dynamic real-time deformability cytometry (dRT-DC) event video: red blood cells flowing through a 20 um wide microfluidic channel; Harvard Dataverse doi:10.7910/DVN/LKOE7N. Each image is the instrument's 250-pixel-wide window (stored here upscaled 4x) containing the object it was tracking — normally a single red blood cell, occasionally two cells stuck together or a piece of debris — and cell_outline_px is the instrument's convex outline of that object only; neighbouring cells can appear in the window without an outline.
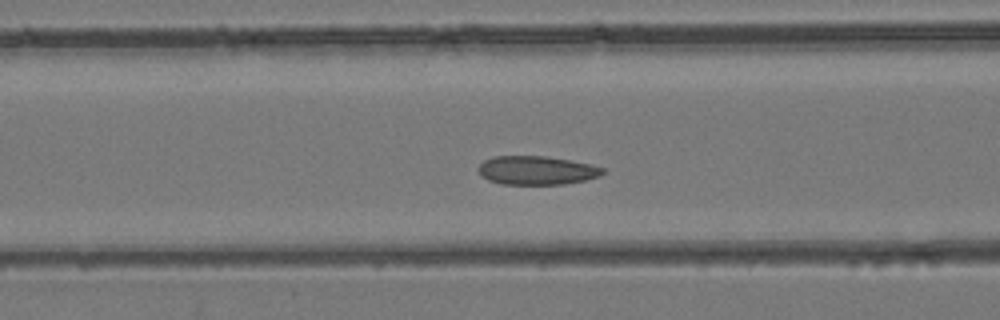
{"species": "common noctule bat (a hibernating species)", "species_latin": "Nyctalus noctula", "temperature_condition": "room temperature", "stored_images_in_passage": 46, "camera_frame_rate_fps": 3000, "um_per_image_px": 0.085, "animal": {"sex": "female", "body_mass_g": 24.6, "forearm_length_mm": 56.2}, "frame": {"image": 1, "passage_image": 17, "time_ms": 5.333, "image_size_px": [1000, 320], "cell_outline_px": [[604, 172], [600, 176], [584, 180], [564, 184], [500, 184], [488, 180], [480, 176], [476, 168], [484, 160], [492, 156], [544, 156], [572, 160], [592, 164], [604, 168]], "centroid_in_image_um": [45.58, 14.47], "position_along_channel_um": 121.0, "area_um2": 21.04}}
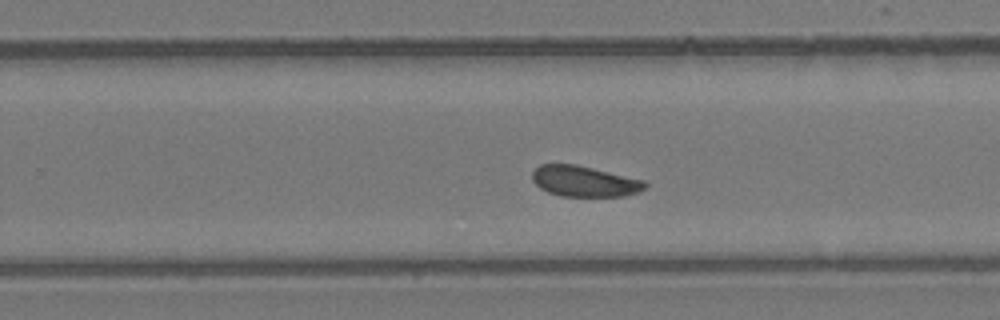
{"frame": {"image": 2, "passage_image": 28, "time_ms": 9.0, "image_size_px": [1000, 320], "cell_outline_px": [[648, 188], [640, 192], [624, 196], [560, 196], [548, 192], [540, 188], [532, 180], [532, 172], [540, 164], [576, 164], [644, 180], [648, 184]], "centroid_in_image_um": [49.7, 15.41], "position_along_channel_um": 280.1, "area_um2": 20.35}}
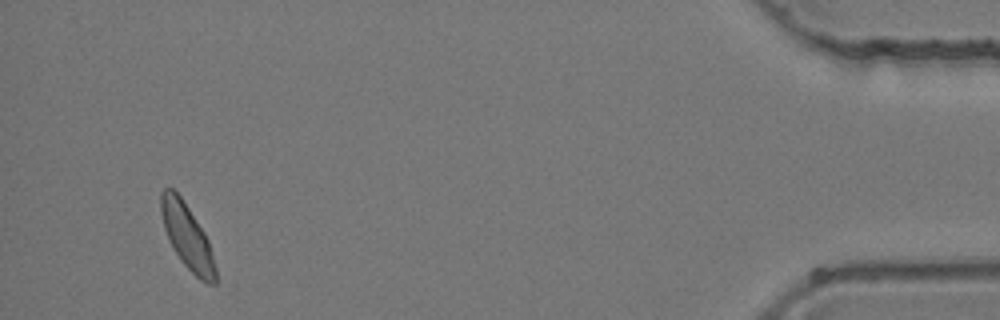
{"frame": {"image": 3, "passage_image": 43, "time_ms": 14.0, "image_size_px": [1000, 320], "cell_outline_px": [[216, 284], [208, 284], [200, 280], [180, 260], [164, 228], [160, 212], [160, 192], [164, 188], [172, 188], [180, 196], [204, 232], [208, 240], [216, 268]], "centroid_in_image_um": [15.9, 20.1], "position_along_channel_um": 419.3, "area_um2": 20.23}}